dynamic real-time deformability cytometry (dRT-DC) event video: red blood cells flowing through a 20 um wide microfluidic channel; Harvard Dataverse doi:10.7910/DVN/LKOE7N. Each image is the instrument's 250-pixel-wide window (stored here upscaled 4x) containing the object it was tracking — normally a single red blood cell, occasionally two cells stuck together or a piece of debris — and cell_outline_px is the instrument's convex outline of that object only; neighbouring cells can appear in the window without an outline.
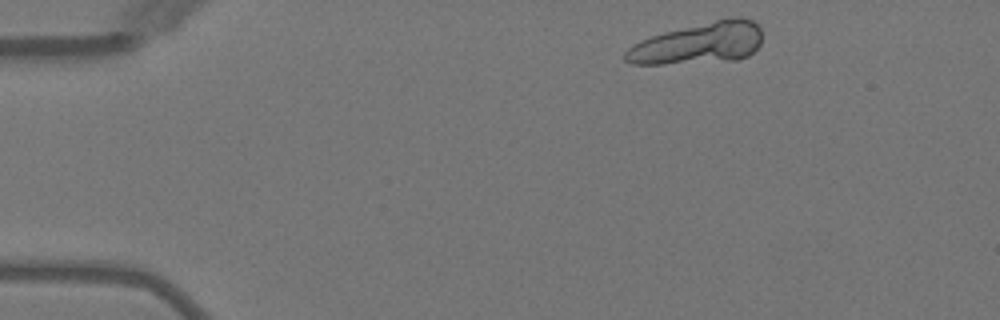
{"species": "Egyptian fruit bat (a non-hibernating species)", "species_latin": "Rousettus aegyptiacus", "temperature_condition": "warm", "stored_images_in_passage": 3, "camera_frame_rate_fps": 3000, "um_per_image_px": 0.085, "animal": {"sex": "female"}, "frame": {"image": 1, "passage_image": 1, "time_ms": 0.0, "image_size_px": [1000, 320], "cell_outline_px": [[760, 44], [748, 56], [740, 60], [664, 64], [632, 64], [624, 60], [624, 52], [628, 48], [640, 40], [664, 32], [716, 20], [736, 16], [740, 16], [752, 20], [760, 28]], "centroid_in_image_um": [59.38, 3.69], "position_along_channel_um": 25.6, "area_um2": 32.83}}